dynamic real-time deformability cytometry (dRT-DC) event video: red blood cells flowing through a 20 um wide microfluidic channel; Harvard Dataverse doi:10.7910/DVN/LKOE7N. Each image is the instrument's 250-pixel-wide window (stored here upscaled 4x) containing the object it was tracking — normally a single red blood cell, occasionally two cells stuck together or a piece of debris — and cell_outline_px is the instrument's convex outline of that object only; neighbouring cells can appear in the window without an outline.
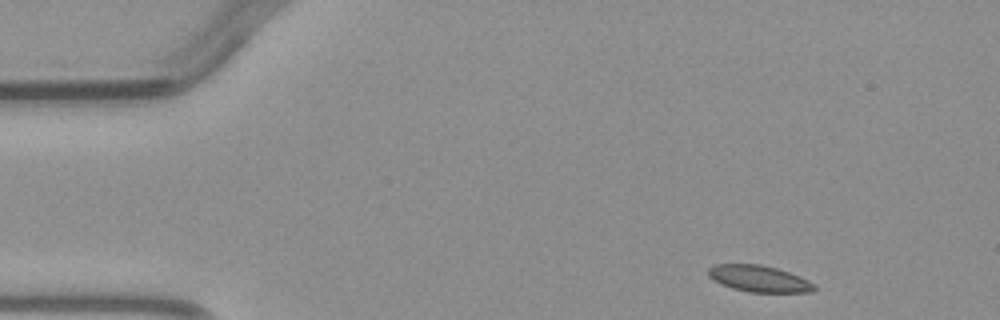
{"species": "common noctule bat (a hibernating species)", "species_latin": "Nyctalus noctula", "temperature_condition": "warm", "stored_images_in_passage": 4, "camera_frame_rate_fps": 3000, "um_per_image_px": 0.085, "animal": {"sex": "male", "body_mass_g": 23.1, "forearm_length_mm": 52.7}, "frame": {"image": 1, "passage_image": 1, "time_ms": 0.0, "image_size_px": [1000, 320], "cell_outline_px": [[816, 288], [812, 292], [748, 292], [732, 288], [720, 284], [712, 280], [708, 276], [708, 268], [716, 264], [760, 264], [776, 268], [800, 276], [816, 284]], "centroid_in_image_um": [64.5, 23.69], "position_along_channel_um": 20.5, "area_um2": 16.47}}
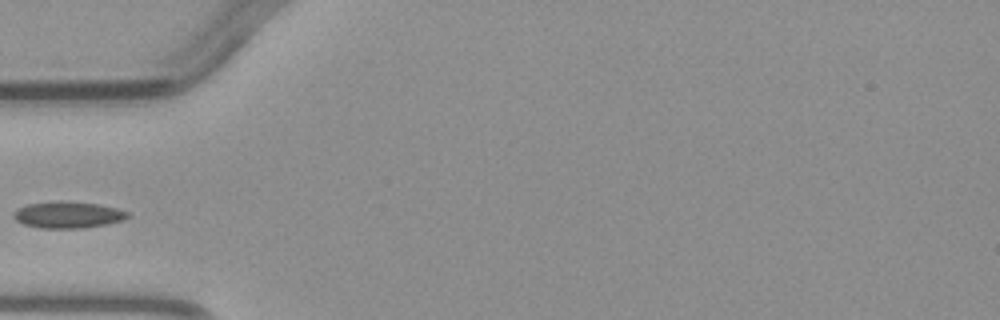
{"frame": {"image": 2, "passage_image": 4, "time_ms": 3.333, "image_size_px": [1000, 320], "cell_outline_px": [[128, 216], [124, 220], [108, 224], [84, 228], [40, 228], [24, 224], [16, 220], [12, 216], [16, 208], [28, 204], [56, 200], [68, 200], [96, 204], [116, 208], [128, 212]], "centroid_in_image_um": [5.75, 18.25], "position_along_channel_um": 79.3, "area_um2": 17.86}}